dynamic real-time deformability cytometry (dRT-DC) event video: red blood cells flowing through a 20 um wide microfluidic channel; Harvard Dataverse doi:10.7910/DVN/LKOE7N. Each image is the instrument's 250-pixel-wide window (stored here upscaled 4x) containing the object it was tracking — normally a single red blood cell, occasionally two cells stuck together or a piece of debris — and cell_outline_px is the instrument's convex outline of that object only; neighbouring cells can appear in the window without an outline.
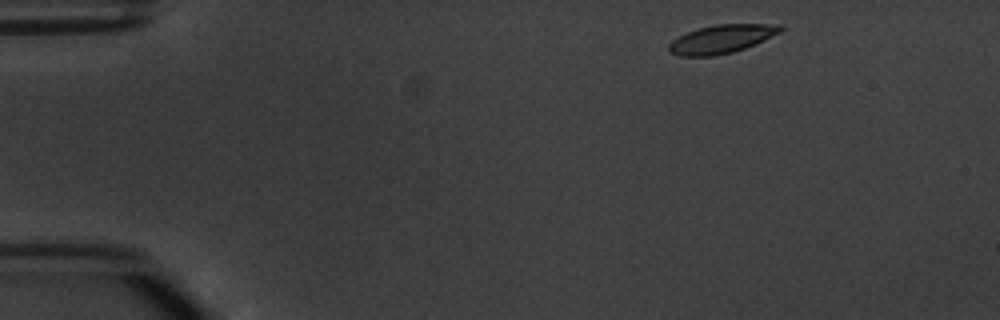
{"species": "common noctule bat (a hibernating species)", "species_latin": "Nyctalus noctula", "temperature_condition": "warm", "stored_images_in_passage": 6, "camera_frame_rate_fps": 3000, "um_per_image_px": 0.085, "animal": {"sex": "male", "body_mass_g": 20.1, "forearm_length_mm": 53.5}, "frame": {"image": 1, "passage_image": 1, "time_ms": 0.0, "image_size_px": [1000, 320], "cell_outline_px": [[784, 28], [780, 32], [764, 40], [744, 48], [732, 52], [712, 56], [680, 56], [668, 52], [668, 44], [672, 40], [688, 32], [700, 28], [716, 24], [780, 24]], "centroid_in_image_um": [61.32, 3.32], "position_along_channel_um": 23.7, "area_um2": 18.32}}
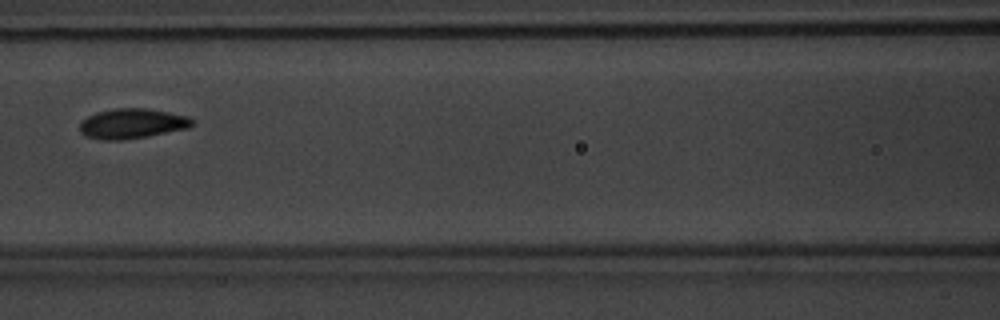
{"frame": {"image": 2, "passage_image": 5, "time_ms": 5.667, "image_size_px": [1000, 320], "cell_outline_px": [[196, 124], [188, 128], [148, 136], [124, 140], [104, 140], [84, 136], [80, 132], [80, 124], [88, 116], [96, 112], [116, 108], [144, 108], [168, 112], [188, 116], [196, 120]], "centroid_in_image_um": [11.26, 10.51], "position_along_channel_um": 155.3, "area_um2": 19.77}}
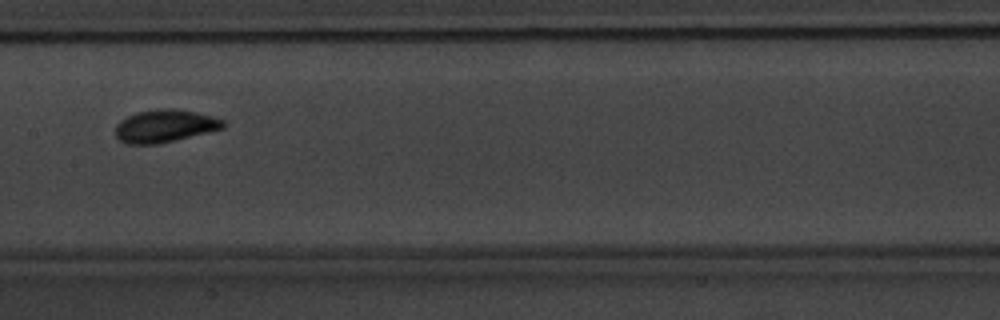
{"frame": {"image": 3, "passage_image": 6, "time_ms": 6.667, "image_size_px": [1000, 320], "cell_outline_px": [[224, 128], [176, 140], [156, 144], [128, 144], [120, 140], [116, 136], [116, 124], [120, 120], [136, 112], [164, 108], [172, 108], [196, 112], [212, 116], [224, 120]], "centroid_in_image_um": [14.0, 10.71], "position_along_channel_um": 193.4, "area_um2": 20.4}}